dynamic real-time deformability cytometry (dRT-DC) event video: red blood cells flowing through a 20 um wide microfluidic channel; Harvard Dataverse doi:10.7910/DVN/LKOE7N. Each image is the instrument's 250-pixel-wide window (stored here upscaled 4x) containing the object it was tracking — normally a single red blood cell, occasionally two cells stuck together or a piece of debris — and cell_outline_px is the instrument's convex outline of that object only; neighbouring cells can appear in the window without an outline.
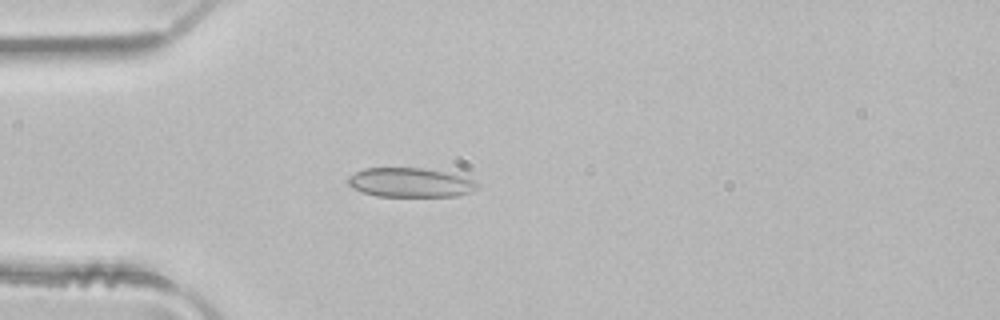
{"species": "common noctule bat (a hibernating species)", "species_latin": "Nyctalus noctula", "temperature_condition": "room temperature", "stored_images_in_passage": 4, "camera_frame_rate_fps": 3000, "um_per_image_px": 0.085, "animal": {"sex": "male", "body_mass_g": 21.5, "forearm_length_mm": 52.0}, "frame": {"image": 1, "passage_image": 4, "time_ms": 1.0, "image_size_px": [1000, 320], "cell_outline_px": [[476, 188], [472, 192], [456, 196], [376, 196], [352, 188], [348, 184], [348, 176], [364, 168], [420, 168], [444, 172], [460, 176], [472, 180], [476, 184]], "centroid_in_image_um": [34.82, 15.52], "position_along_channel_um": 50.2, "area_um2": 21.73}}